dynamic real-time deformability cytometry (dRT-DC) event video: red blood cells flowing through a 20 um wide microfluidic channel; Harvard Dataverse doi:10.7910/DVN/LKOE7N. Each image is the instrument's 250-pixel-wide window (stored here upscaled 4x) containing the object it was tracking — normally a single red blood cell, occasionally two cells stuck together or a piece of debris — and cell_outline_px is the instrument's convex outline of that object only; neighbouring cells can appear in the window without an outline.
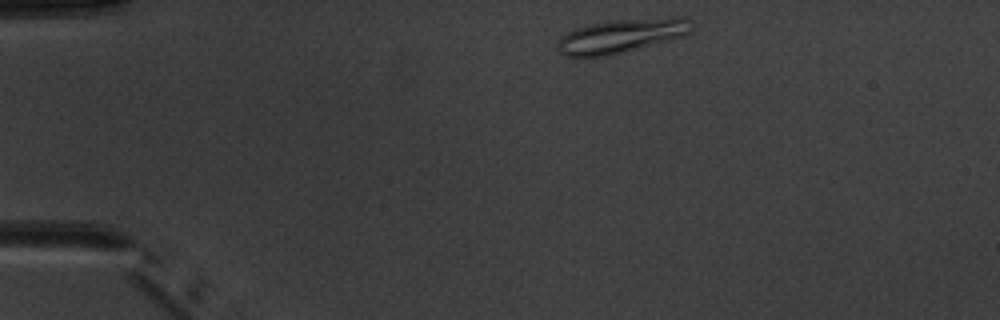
{"species": "common noctule bat (a hibernating species)", "species_latin": "Nyctalus noctula", "temperature_condition": "warm", "stored_images_in_passage": 5, "camera_frame_rate_fps": 3000, "um_per_image_px": 0.085, "animal": {"sex": "male", "body_mass_g": 20.1, "forearm_length_mm": 53.5}, "frame": {"image": 1, "passage_image": 1, "time_ms": 0.0, "image_size_px": [1000, 320], "cell_outline_px": [[692, 32], [684, 36], [640, 48], [608, 56], [564, 56], [556, 48], [560, 36], [576, 28], [588, 24], [612, 20], [676, 16], [688, 16]], "centroid_in_image_um": [52.85, 3.03], "position_along_channel_um": 32.2, "area_um2": 26.76}}
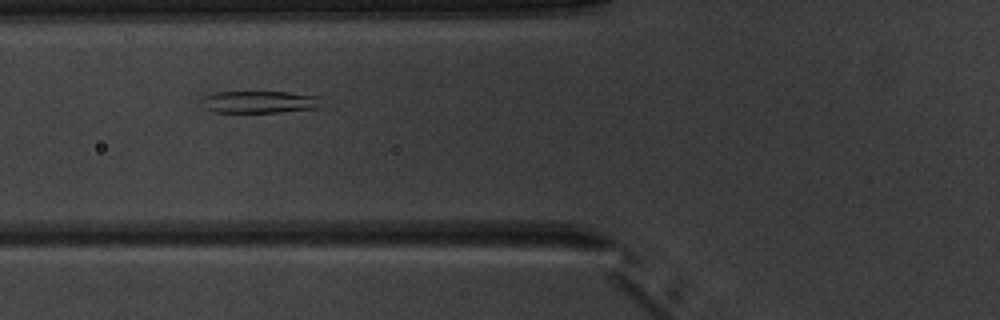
{"frame": {"image": 2, "passage_image": 4, "time_ms": 3.333, "image_size_px": [1000, 320], "cell_outline_px": [[324, 108], [280, 112], [212, 112], [204, 108], [200, 100], [204, 96], [216, 92], [288, 92], [320, 96]], "centroid_in_image_um": [22.11, 8.67], "position_along_channel_um": 103.7, "area_um2": 15.84}}